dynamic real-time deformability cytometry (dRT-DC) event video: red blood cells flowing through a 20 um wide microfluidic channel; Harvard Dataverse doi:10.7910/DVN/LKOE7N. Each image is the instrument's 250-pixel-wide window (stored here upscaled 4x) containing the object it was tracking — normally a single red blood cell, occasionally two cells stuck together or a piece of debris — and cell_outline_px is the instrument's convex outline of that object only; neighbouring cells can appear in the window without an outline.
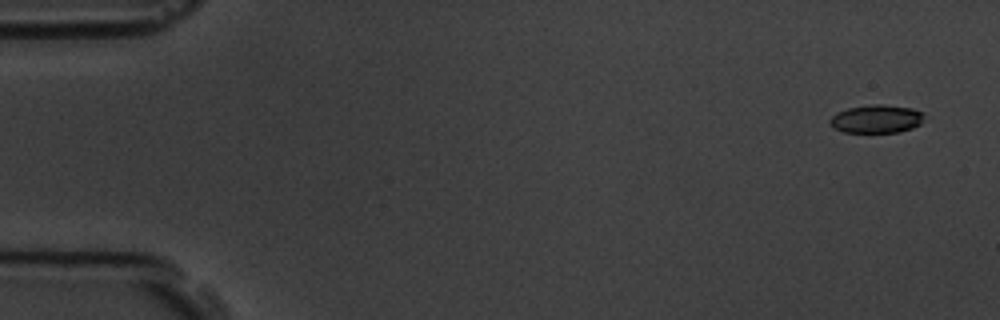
{"species": "common noctule bat (a hibernating species)", "species_latin": "Nyctalus noctula", "temperature_condition": "room temperature", "stored_images_in_passage": 5, "camera_frame_rate_fps": 3000, "um_per_image_px": 0.085, "animal": {"sex": "male", "body_mass_g": 19.5, "forearm_length_mm": 54.6}, "frame": {"image": 1, "passage_image": 1, "time_ms": 0.0, "image_size_px": [1000, 320], "cell_outline_px": [[924, 112], [920, 124], [912, 128], [900, 132], [844, 132], [832, 128], [828, 124], [828, 120], [836, 112], [848, 108], [872, 104], [884, 104], [912, 108]], "centroid_in_image_um": [74.46, 10.1], "position_along_channel_um": 10.5, "area_um2": 15.66}}
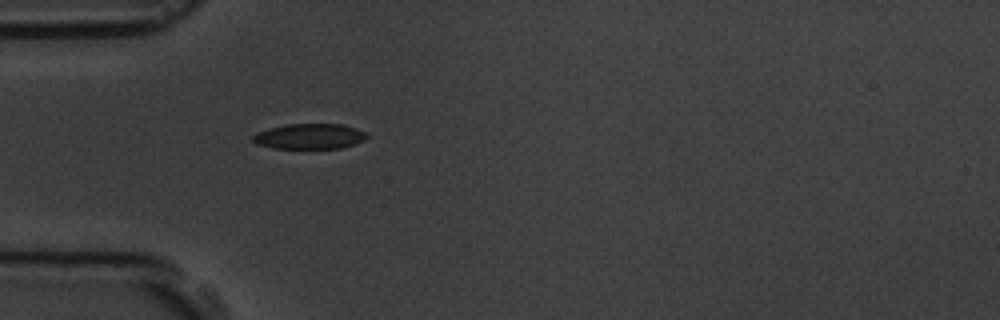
{"frame": {"image": 2, "passage_image": 5, "time_ms": 4.667, "image_size_px": [1000, 320], "cell_outline_px": [[368, 136], [364, 140], [340, 148], [272, 148], [256, 144], [252, 140], [252, 136], [256, 132], [268, 128], [288, 124], [340, 124], [356, 128], [364, 132]], "centroid_in_image_um": [26.26, 11.58], "position_along_channel_um": 58.7, "area_um2": 16.76}}